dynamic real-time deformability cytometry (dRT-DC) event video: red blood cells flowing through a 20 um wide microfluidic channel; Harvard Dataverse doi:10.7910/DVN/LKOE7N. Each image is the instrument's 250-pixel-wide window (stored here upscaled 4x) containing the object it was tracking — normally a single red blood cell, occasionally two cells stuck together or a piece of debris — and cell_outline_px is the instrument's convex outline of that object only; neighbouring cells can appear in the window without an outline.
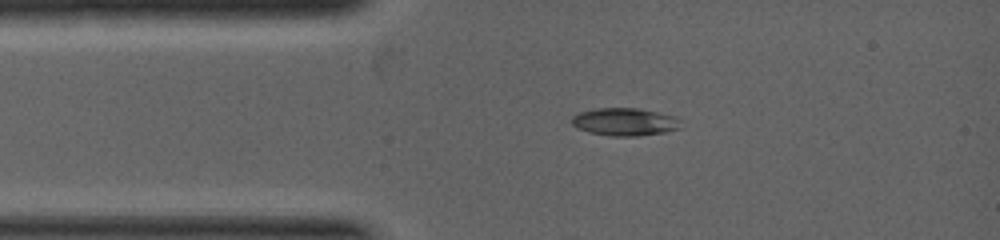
{"species": "common noctule bat (a hibernating species)", "species_latin": "Nyctalus noctula", "temperature_condition": "warm", "stored_images_in_passage": 7, "camera_frame_rate_fps": 5000, "um_per_image_px": 0.085, "animal": {"sex": "female", "body_mass_g": 19.0, "forearm_length_mm": 53.3}, "frame": {"image": 1, "passage_image": 3, "time_ms": 1.2, "image_size_px": [1000, 240], "cell_outline_px": [[680, 128], [668, 132], [636, 136], [612, 136], [588, 132], [572, 124], [572, 116], [580, 112], [596, 108], [640, 108], [676, 116], [680, 120]], "centroid_in_image_um": [53.15, 10.35], "position_along_channel_um": 31.9, "area_um2": 17.69}}
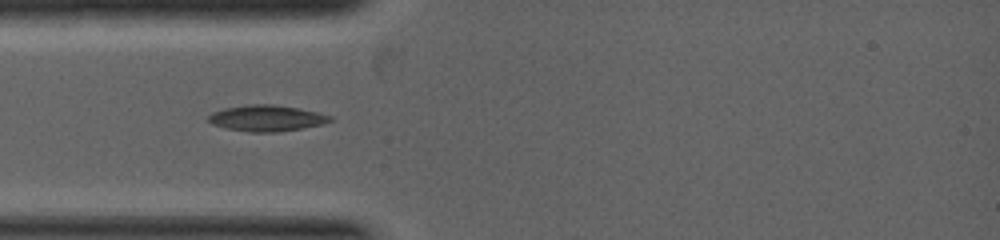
{"frame": {"image": 2, "passage_image": 5, "time_ms": 1.8, "image_size_px": [1000, 240], "cell_outline_px": [[332, 120], [324, 124], [276, 132], [248, 132], [224, 128], [212, 124], [208, 120], [208, 116], [212, 112], [224, 108], [248, 104], [272, 104], [296, 108], [316, 112], [332, 116]], "centroid_in_image_um": [22.62, 10.05], "position_along_channel_um": 62.4, "area_um2": 18.44}}
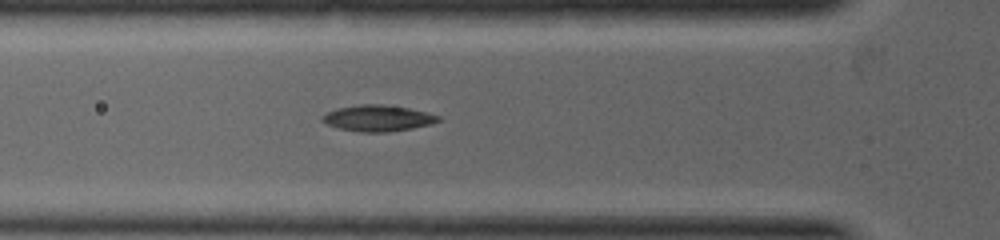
{"frame": {"image": 3, "passage_image": 7, "time_ms": 2.2, "image_size_px": [1000, 240], "cell_outline_px": [[440, 120], [432, 124], [412, 128], [388, 132], [360, 132], [340, 128], [328, 124], [320, 120], [320, 116], [336, 108], [360, 104], [380, 104], [408, 108], [440, 116]], "centroid_in_image_um": [32.09, 10.04], "position_along_channel_um": 93.7, "area_um2": 17.57}}